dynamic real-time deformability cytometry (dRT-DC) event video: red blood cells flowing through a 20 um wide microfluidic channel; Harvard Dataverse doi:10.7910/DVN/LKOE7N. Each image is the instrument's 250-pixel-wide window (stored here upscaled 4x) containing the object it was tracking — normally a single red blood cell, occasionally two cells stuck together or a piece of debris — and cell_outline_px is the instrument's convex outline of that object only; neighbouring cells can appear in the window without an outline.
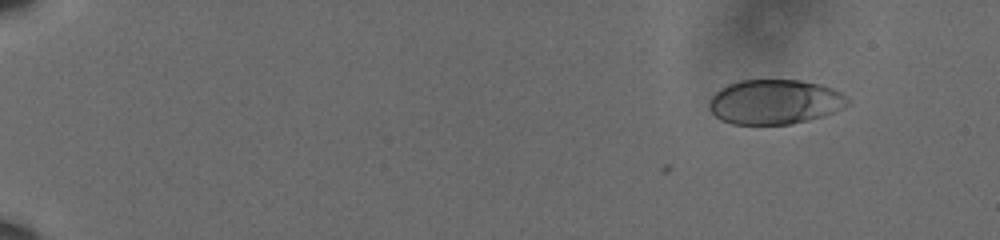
{"species": "human", "species_latin": "Homo sapiens", "temperature_condition": "cold", "stored_images_in_passage": 55, "camera_frame_rate_fps": 3000, "um_per_image_px": 0.085, "donor": {"sex": "male"}, "frame": {"image": 1, "passage_image": 2, "time_ms": 0.333, "image_size_px": [1000, 240], "cell_outline_px": [[852, 100], [848, 104], [824, 116], [808, 120], [788, 124], [732, 124], [720, 120], [708, 108], [708, 100], [720, 88], [728, 84], [740, 80], [800, 80], [820, 84], [832, 88], [848, 96]], "centroid_in_image_um": [65.84, 8.65], "position_along_channel_um": 19.2, "area_um2": 36.24}}
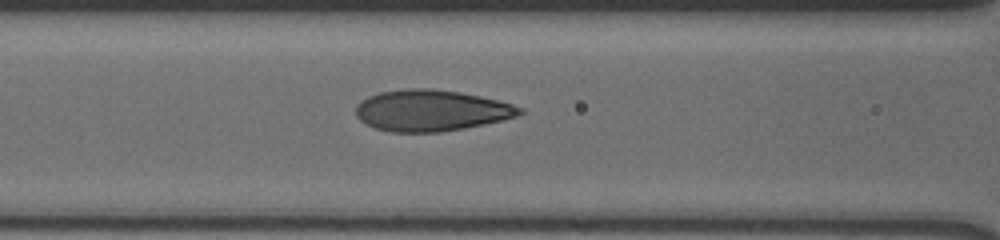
{"frame": {"image": 2, "passage_image": 24, "time_ms": 7.667, "image_size_px": [1000, 240], "cell_outline_px": [[524, 112], [516, 116], [504, 120], [464, 128], [440, 132], [388, 132], [364, 124], [356, 116], [356, 104], [360, 100], [368, 96], [380, 92], [404, 88], [432, 88], [460, 92], [480, 96], [512, 104], [524, 108]], "centroid_in_image_um": [36.62, 9.39], "position_along_channel_um": 130.0, "area_um2": 39.65}}
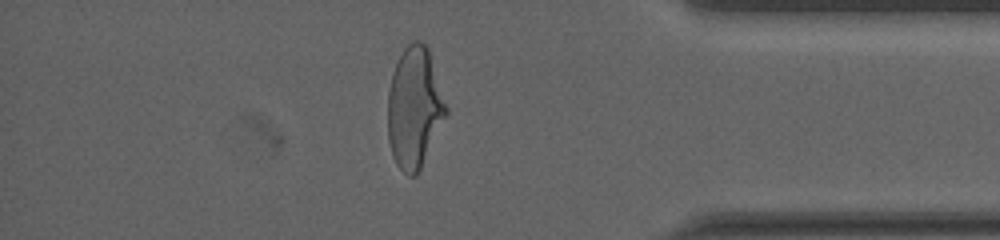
{"frame": {"image": 3, "passage_image": 48, "time_ms": 15.667, "image_size_px": [1000, 240], "cell_outline_px": [[448, 112], [416, 176], [408, 176], [396, 164], [392, 156], [388, 140], [388, 92], [392, 72], [404, 48], [412, 40], [420, 40], [428, 48], [448, 108]], "centroid_in_image_um": [35.21, 9.14], "position_along_channel_um": 400.0, "area_um2": 40.86}, "authors_computed_cell_mechanics": {"area_um2": 38.9572, "velocity_mm_per_s": 3.6129, "shape_relaxation_time_tau1_ms": 4.7128, "shape_relaxation_time_tau2_ms": null, "deformation_change_tau1": 0.1782, "deformation_change_tau2": null}}